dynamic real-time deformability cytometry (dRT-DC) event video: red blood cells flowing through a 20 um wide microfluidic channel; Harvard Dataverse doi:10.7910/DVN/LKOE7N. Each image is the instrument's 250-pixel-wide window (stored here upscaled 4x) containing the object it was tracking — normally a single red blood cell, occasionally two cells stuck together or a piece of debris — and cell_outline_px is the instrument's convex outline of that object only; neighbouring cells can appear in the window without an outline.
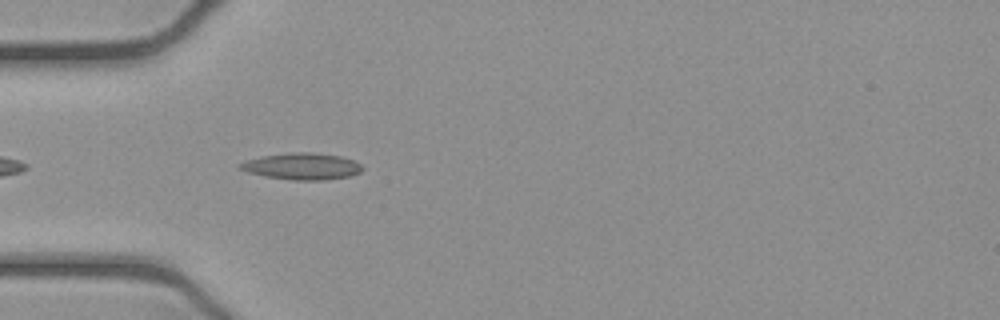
{"species": "common noctule bat (a hibernating species)", "species_latin": "Nyctalus noctula", "temperature_condition": "cold", "stored_images_in_passage": 39, "camera_frame_rate_fps": 3000, "um_per_image_px": 0.085, "animal": {"sex": "female", "body_mass_g": 21.9}, "frame": {"image": 1, "passage_image": 3, "time_ms": 0.667, "image_size_px": [1000, 320], "cell_outline_px": [[364, 168], [360, 172], [352, 176], [324, 180], [292, 180], [264, 176], [248, 172], [240, 168], [236, 164], [244, 160], [260, 156], [292, 152], [312, 152], [344, 156], [360, 164]], "centroid_in_image_um": [25.66, 14.13], "position_along_channel_um": 59.3, "area_um2": 19.25}}
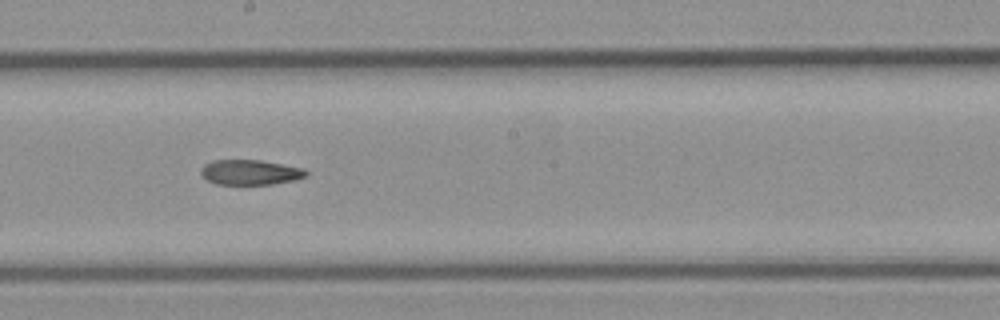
{"frame": {"image": 2, "passage_image": 16, "time_ms": 5.0, "image_size_px": [1000, 320], "cell_outline_px": [[308, 176], [296, 180], [272, 184], [216, 184], [208, 180], [200, 172], [200, 168], [204, 164], [212, 160], [260, 160], [304, 168], [308, 172]], "centroid_in_image_um": [21.29, 14.64], "position_along_channel_um": 226.9, "area_um2": 15.43}}
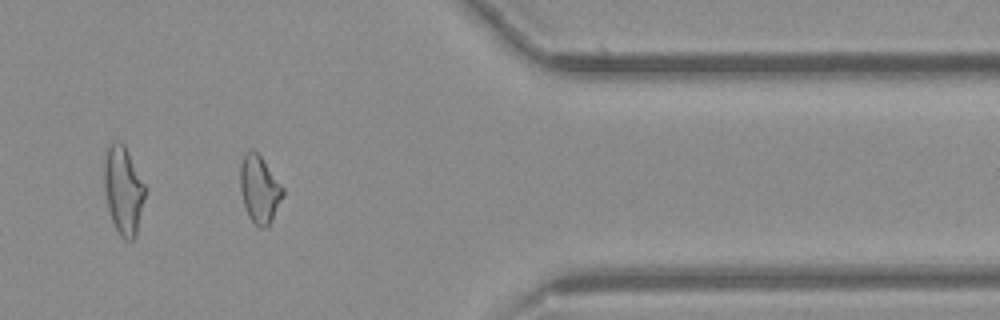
{"frame": {"image": 3, "passage_image": 30, "time_ms": 9.667, "image_size_px": [1000, 320], "cell_outline_px": [[284, 196], [268, 228], [260, 228], [248, 216], [244, 204], [240, 188], [240, 164], [244, 152], [252, 148], [260, 156], [284, 188]], "centroid_in_image_um": [22.06, 16.09], "position_along_channel_um": 389.3, "area_um2": 16.82}, "authors_computed_cell_mechanics": {"area_um2": 16.5886, "velocity_mm_per_s": 3.9109, "shape_relaxation_time_tau1_ms": null, "shape_relaxation_time_tau2_ms": 7.4838, "deformation_change_tau1": null, "deformation_change_tau2": 0.1699}}